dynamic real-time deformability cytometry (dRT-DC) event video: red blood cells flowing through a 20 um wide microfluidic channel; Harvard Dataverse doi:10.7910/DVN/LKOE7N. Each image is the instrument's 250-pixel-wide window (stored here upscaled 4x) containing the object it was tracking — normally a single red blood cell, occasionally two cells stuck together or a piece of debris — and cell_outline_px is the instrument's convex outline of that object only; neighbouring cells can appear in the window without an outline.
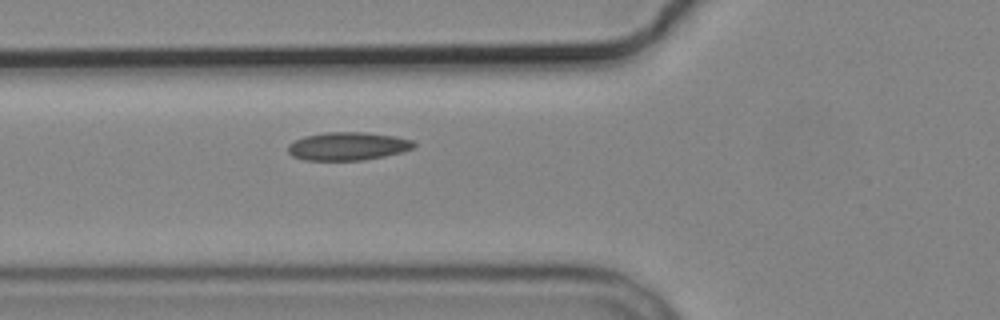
{"species": "common noctule bat (a hibernating species)", "species_latin": "Nyctalus noctula", "temperature_condition": "cold", "stored_images_in_passage": 4, "camera_frame_rate_fps": 3000, "um_per_image_px": 0.085, "animal": {"sex": "male", "body_mass_g": 19.2, "forearm_length_mm": 51.8}, "frame": {"image": 1, "passage_image": 4, "time_ms": 3.667, "image_size_px": [1000, 320], "cell_outline_px": [[416, 144], [412, 148], [400, 152], [384, 156], [364, 160], [304, 160], [292, 156], [288, 152], [288, 144], [304, 136], [328, 132], [364, 132], [396, 136], [416, 140]], "centroid_in_image_um": [29.58, 12.42], "position_along_channel_um": 96.2, "area_um2": 20.69}}